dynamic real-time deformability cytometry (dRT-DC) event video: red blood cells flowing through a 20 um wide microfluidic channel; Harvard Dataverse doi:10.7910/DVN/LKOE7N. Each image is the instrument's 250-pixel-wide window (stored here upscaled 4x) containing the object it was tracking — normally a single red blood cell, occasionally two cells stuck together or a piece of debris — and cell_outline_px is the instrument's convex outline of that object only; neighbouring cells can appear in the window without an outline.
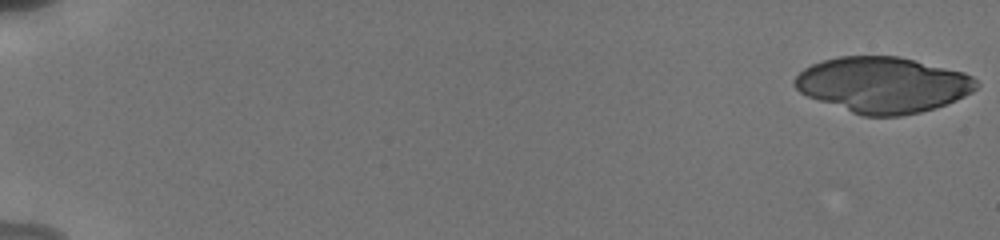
{"species": "human", "species_latin": "Homo sapiens", "temperature_condition": "cold", "stored_images_in_passage": 13, "camera_frame_rate_fps": 3000, "um_per_image_px": 0.085, "donor": {"sex": "male"}, "frame": {"image": 1, "passage_image": 1, "time_ms": 0.0, "image_size_px": [1000, 240], "cell_outline_px": [[980, 84], [972, 92], [956, 100], [920, 112], [900, 116], [860, 116], [808, 96], [800, 92], [796, 88], [792, 80], [804, 68], [812, 64], [824, 60], [840, 56], [900, 56], [964, 72], [972, 76]], "centroid_in_image_um": [75.04, 7.2], "position_along_channel_um": 10.0, "area_um2": 58.96}}